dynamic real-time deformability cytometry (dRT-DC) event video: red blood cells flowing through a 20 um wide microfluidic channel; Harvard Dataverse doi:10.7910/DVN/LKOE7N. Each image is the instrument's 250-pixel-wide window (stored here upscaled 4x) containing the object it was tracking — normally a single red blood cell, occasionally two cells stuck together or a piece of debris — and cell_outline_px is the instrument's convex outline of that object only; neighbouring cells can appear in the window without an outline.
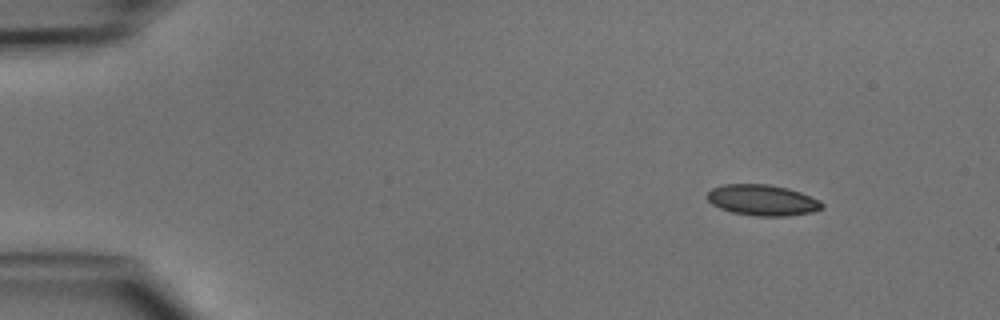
{"species": "common noctule bat (a hibernating species)", "species_latin": "Nyctalus noctula", "temperature_condition": "cold", "stored_images_in_passage": 4, "camera_frame_rate_fps": 3000, "um_per_image_px": 0.085, "animal": {"sex": "male", "body_mass_g": 15.6}, "frame": {"image": 1, "passage_image": 1, "time_ms": 0.0, "image_size_px": [1000, 320], "cell_outline_px": [[824, 208], [812, 212], [788, 216], [756, 216], [732, 212], [720, 208], [712, 204], [708, 200], [708, 192], [712, 188], [724, 184], [768, 184], [788, 188], [800, 192], [820, 200], [824, 204]], "centroid_in_image_um": [64.83, 17.01], "position_along_channel_um": 20.2, "area_um2": 20.69}}
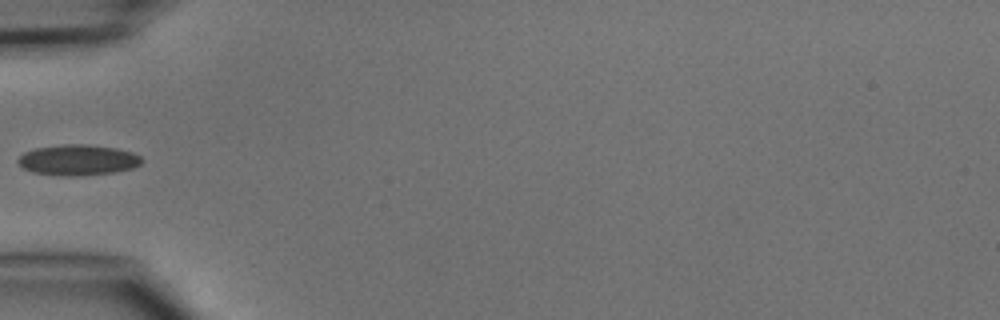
{"frame": {"image": 2, "passage_image": 4, "time_ms": 3.667, "image_size_px": [1000, 320], "cell_outline_px": [[144, 160], [140, 164], [132, 168], [116, 172], [72, 176], [60, 176], [32, 172], [24, 168], [16, 160], [24, 152], [36, 148], [64, 144], [88, 144], [116, 148], [132, 152], [140, 156]], "centroid_in_image_um": [6.63, 13.6], "position_along_channel_um": 78.4, "area_um2": 22.14}}